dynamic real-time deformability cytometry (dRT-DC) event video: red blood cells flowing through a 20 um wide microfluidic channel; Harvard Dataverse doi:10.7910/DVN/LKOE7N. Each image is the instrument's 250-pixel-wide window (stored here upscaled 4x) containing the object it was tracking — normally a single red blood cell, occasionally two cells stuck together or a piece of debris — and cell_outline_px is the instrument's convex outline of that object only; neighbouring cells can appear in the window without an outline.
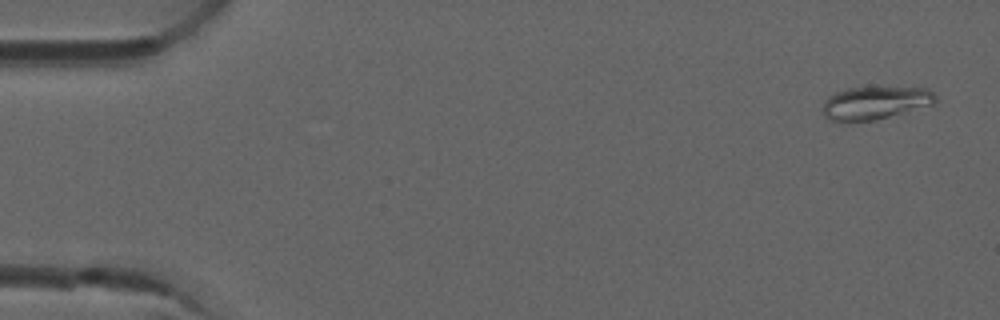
{"species": "common noctule bat (a hibernating species)", "species_latin": "Nyctalus noctula", "temperature_condition": "room temperature", "stored_images_in_passage": 4, "camera_frame_rate_fps": 3000, "um_per_image_px": 0.085, "animal": {"sex": "male", "forearm_length_mm": 52.5}, "frame": {"image": 1, "passage_image": 1, "time_ms": 0.0, "image_size_px": [1000, 320], "cell_outline_px": [[936, 100], [932, 104], [876, 120], [840, 124], [828, 120], [820, 112], [824, 100], [828, 96], [836, 92], [848, 88], [928, 88], [936, 96]], "centroid_in_image_um": [74.25, 8.79], "position_along_channel_um": 10.7, "area_um2": 21.96}}